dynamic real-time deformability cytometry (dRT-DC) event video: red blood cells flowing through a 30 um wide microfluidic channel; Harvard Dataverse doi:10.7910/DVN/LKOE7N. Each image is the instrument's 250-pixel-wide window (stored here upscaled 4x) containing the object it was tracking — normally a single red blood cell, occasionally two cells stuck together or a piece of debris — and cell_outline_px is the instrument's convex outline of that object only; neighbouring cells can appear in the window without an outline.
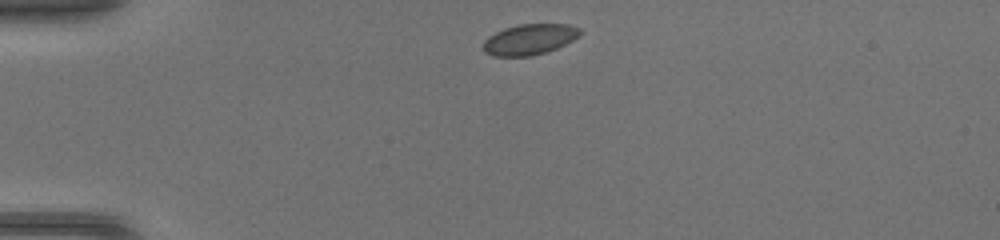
{"species": "common noctule bat (a hibernating species)", "species_latin": "Nyctalus noctula", "temperature_condition": "warm", "stored_images_in_passage": 37, "camera_frame_rate_fps": 3000, "um_per_image_px": 0.085, "animal": {"sex": "female", "body_mass_g": 17.0, "forearm_length_mm": 48.0}, "frame": {"image": 1, "passage_image": 1, "time_ms": 0.0, "image_size_px": [1000, 240], "cell_outline_px": [[580, 36], [556, 48], [532, 56], [492, 56], [484, 52], [484, 40], [488, 36], [504, 28], [520, 24], [568, 24], [580, 28]], "centroid_in_image_um": [44.99, 3.34], "position_along_channel_um": 40.0, "area_um2": 17.22}}
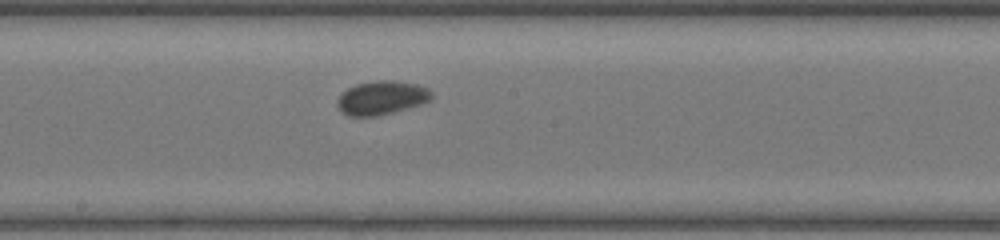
{"frame": {"image": 2, "passage_image": 16, "time_ms": 5.0, "image_size_px": [1000, 240], "cell_outline_px": [[432, 96], [428, 100], [420, 104], [392, 112], [376, 116], [348, 116], [340, 112], [336, 104], [336, 100], [348, 88], [356, 84], [380, 80], [392, 80], [416, 84], [428, 88], [432, 92]], "centroid_in_image_um": [32.4, 8.31], "position_along_channel_um": 215.8, "area_um2": 18.38}}
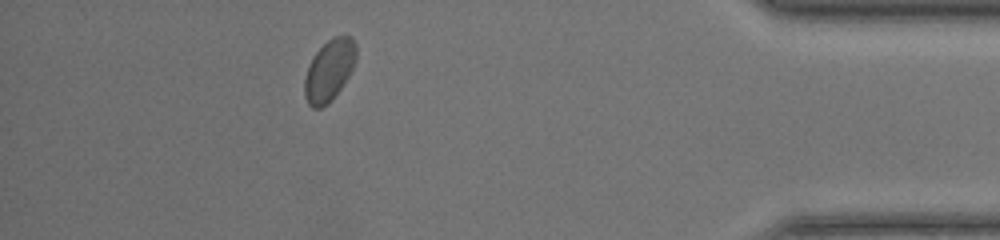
{"frame": {"image": 3, "passage_image": 32, "time_ms": 10.333, "image_size_px": [1000, 240], "cell_outline_px": [[356, 60], [348, 76], [332, 100], [328, 104], [320, 108], [312, 108], [308, 104], [304, 96], [304, 80], [308, 68], [316, 52], [332, 36], [352, 36], [356, 44]], "centroid_in_image_um": [27.99, 5.98], "position_along_channel_um": 407.2, "area_um2": 18.32}}